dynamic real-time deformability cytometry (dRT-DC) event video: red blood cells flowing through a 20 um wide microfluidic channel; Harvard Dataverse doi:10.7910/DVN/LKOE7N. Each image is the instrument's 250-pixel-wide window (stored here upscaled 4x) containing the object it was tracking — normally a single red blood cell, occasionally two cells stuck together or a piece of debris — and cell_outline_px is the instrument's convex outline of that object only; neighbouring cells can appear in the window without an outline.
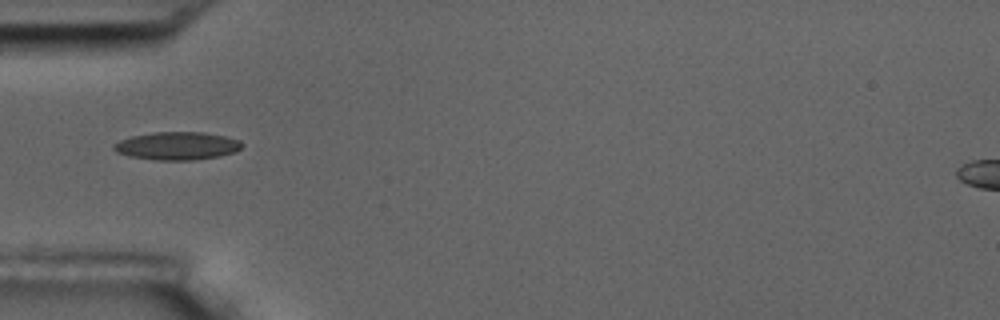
{"species": "common noctule bat (a hibernating species)", "species_latin": "Nyctalus noctula", "temperature_condition": "room temperature", "stored_images_in_passage": 13, "camera_frame_rate_fps": 3000, "um_per_image_px": 0.085, "animal": {"sex": "male", "body_mass_g": 17.5, "forearm_length_mm": 52.3}, "frame": {"image": 1, "passage_image": 3, "time_ms": 3.333, "image_size_px": [1000, 320], "cell_outline_px": [[244, 144], [236, 152], [220, 156], [192, 160], [156, 160], [128, 156], [116, 152], [112, 148], [112, 144], [120, 140], [132, 136], [152, 132], [204, 132], [224, 136], [240, 140]], "centroid_in_image_um": [15.05, 12.4], "position_along_channel_um": 70.0, "area_um2": 21.04}}
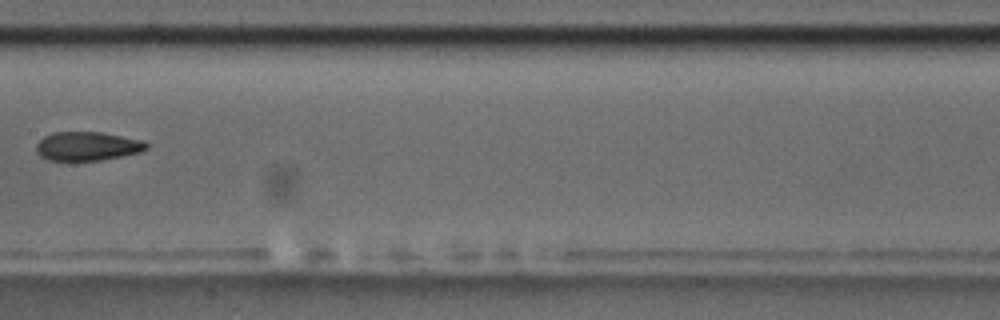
{"frame": {"image": 2, "passage_image": 6, "time_ms": 7.0, "image_size_px": [1000, 320], "cell_outline_px": [[148, 148], [140, 152], [100, 160], [48, 160], [40, 156], [36, 152], [36, 144], [44, 136], [52, 132], [100, 132], [144, 140], [148, 144]], "centroid_in_image_um": [7.41, 12.42], "position_along_channel_um": 200.0, "area_um2": 18.5}}
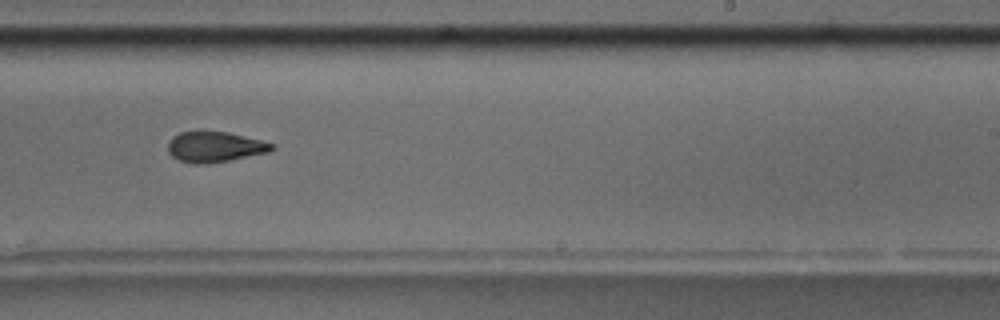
{"frame": {"image": 3, "passage_image": 8, "time_ms": 9.0, "image_size_px": [1000, 320], "cell_outline_px": [[276, 148], [268, 152], [208, 164], [196, 164], [180, 160], [172, 156], [168, 152], [168, 140], [172, 136], [180, 132], [196, 128], [200, 128], [228, 132], [276, 144]], "centroid_in_image_um": [18.21, 12.43], "position_along_channel_um": 270.8, "area_um2": 19.07}, "authors_computed_cell_mechanics": {"area_um2": 19.0162, "velocity_mm_per_s": 3.5429, "shape_relaxation_time_tau1_ms": 5.7131, "shape_relaxation_time_tau2_ms": 3.4662, "deformation_change_tau1": 0.1273, "deformation_change_tau2": 0.0927}}